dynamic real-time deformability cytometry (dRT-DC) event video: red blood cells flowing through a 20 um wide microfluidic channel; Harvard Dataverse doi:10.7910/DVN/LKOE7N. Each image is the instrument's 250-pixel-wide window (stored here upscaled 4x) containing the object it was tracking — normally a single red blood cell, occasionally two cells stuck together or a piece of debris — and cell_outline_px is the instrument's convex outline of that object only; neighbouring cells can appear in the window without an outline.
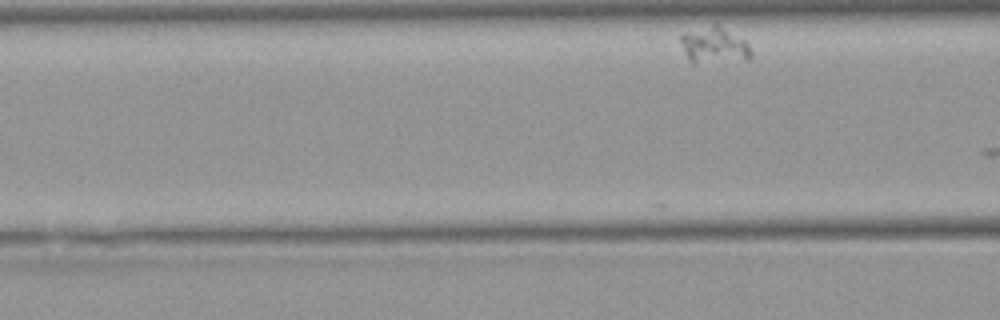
{"species": "Egyptian fruit bat (a non-hibernating species)", "species_latin": "Rousettus aegyptiacus", "temperature_condition": "warm", "stored_images_in_passage": 7, "camera_frame_rate_fps": 3000, "um_per_image_px": 0.085, "animal": {"sex": "female"}, "frame": {"image": 1, "passage_image": 6, "time_ms": 1.667, "image_size_px": [1000, 320], "cell_outline_px": [[752, 56], [748, 60], [696, 64], [692, 64], [688, 60], [684, 52], [680, 40], [680, 36], [684, 32], [712, 24], [716, 24], [744, 40], [752, 48]], "centroid_in_image_um": [60.69, 3.89], "position_along_channel_um": 105.9, "area_um2": 15.2}}